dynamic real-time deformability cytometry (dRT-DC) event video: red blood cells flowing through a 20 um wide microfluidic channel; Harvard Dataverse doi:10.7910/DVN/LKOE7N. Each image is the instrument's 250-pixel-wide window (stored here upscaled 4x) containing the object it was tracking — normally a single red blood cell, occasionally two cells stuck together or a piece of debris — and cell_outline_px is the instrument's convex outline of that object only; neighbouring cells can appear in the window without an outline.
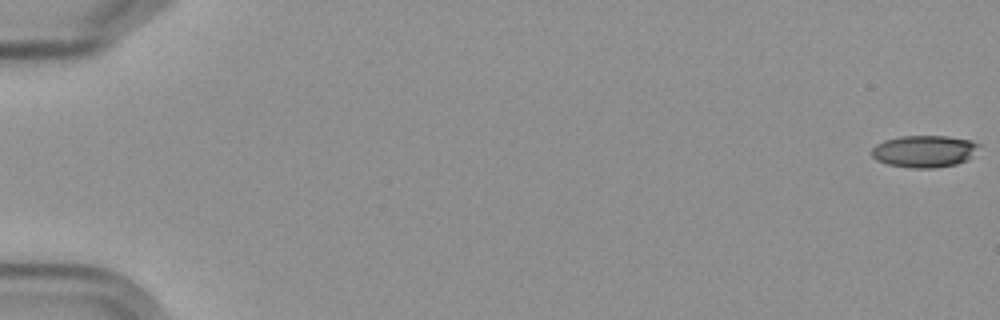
{"species": "Egyptian fruit bat (a non-hibernating species)", "species_latin": "Rousettus aegyptiacus", "temperature_condition": "cold", "stored_images_in_passage": 16, "camera_frame_rate_fps": 3000, "um_per_image_px": 0.085, "frame": {"image": 1, "passage_image": 1, "time_ms": 0.0, "image_size_px": [1000, 320], "cell_outline_px": [[980, 144], [968, 160], [956, 164], [936, 168], [912, 168], [888, 164], [876, 160], [872, 156], [872, 148], [876, 144], [884, 140], [900, 136], [948, 136], [972, 140]], "centroid_in_image_um": [78.56, 12.85], "position_along_channel_um": 6.4, "area_um2": 20.06}}
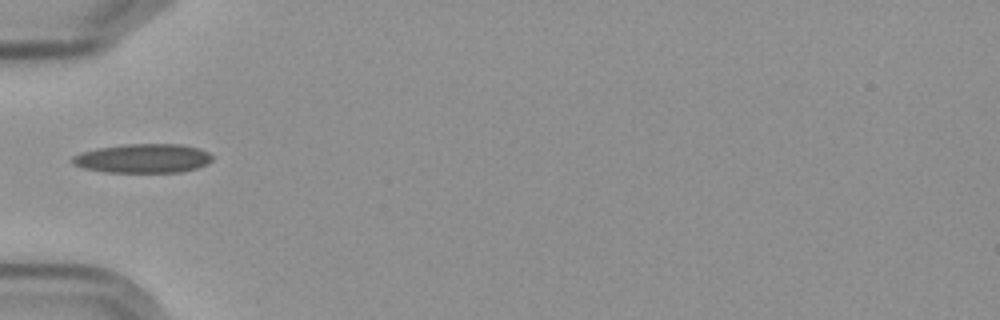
{"frame": {"image": 2, "passage_image": 6, "time_ms": 6.667, "image_size_px": [1000, 320], "cell_outline_px": [[212, 160], [208, 164], [196, 168], [180, 172], [104, 172], [84, 168], [72, 164], [72, 156], [80, 152], [96, 148], [124, 144], [180, 144], [196, 148], [208, 152], [212, 156]], "centroid_in_image_um": [12.12, 13.46], "position_along_channel_um": 72.9, "area_um2": 23.76}}
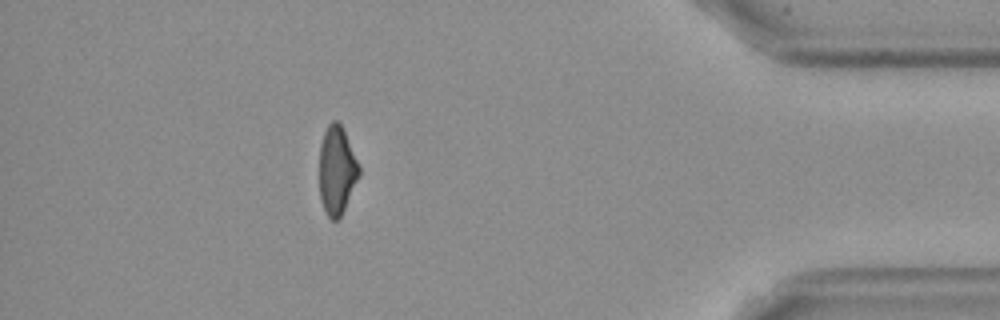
{"frame": {"image": 3, "passage_image": 15, "time_ms": 17.0, "image_size_px": [1000, 320], "cell_outline_px": [[360, 176], [340, 216], [336, 220], [332, 220], [328, 216], [320, 200], [320, 144], [324, 132], [328, 124], [332, 120], [336, 120], [344, 128], [360, 168]], "centroid_in_image_um": [28.63, 14.44], "position_along_channel_um": 406.6, "area_um2": 20.35}, "authors_computed_cell_mechanics": {"area_um2": 21.386, "velocity_mm_per_s": 3.6308, "shape_relaxation_time_tau1_ms": null, "shape_relaxation_time_tau2_ms": 4.0917, "deformation_change_tau1": null, "deformation_change_tau2": 0.1158}}